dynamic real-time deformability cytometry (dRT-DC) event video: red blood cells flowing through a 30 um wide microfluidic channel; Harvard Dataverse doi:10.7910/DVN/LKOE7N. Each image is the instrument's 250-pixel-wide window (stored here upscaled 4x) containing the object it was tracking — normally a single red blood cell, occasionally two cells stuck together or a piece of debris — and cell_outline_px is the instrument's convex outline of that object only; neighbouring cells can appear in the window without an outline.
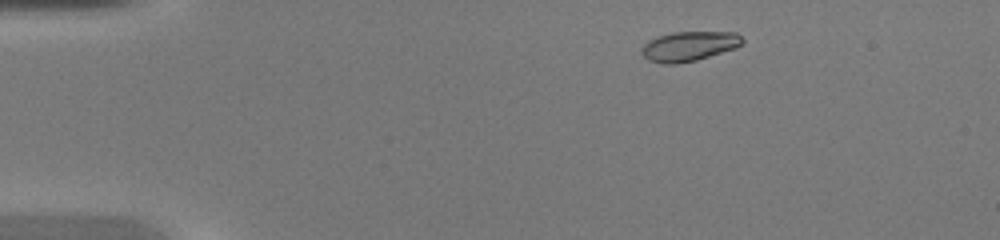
{"species": "common noctule bat (a hibernating species)", "species_latin": "Nyctalus noctula", "temperature_condition": "warm", "stored_images_in_passage": 44, "camera_frame_rate_fps": 3000, "um_per_image_px": 0.085, "animal": {"sex": "female", "body_mass_g": 20.0, "forearm_length_mm": 54.0}, "frame": {"image": 1, "passage_image": 4, "time_ms": 1.0, "image_size_px": [1000, 240], "cell_outline_px": [[744, 44], [736, 48], [696, 60], [676, 64], [664, 64], [648, 60], [640, 52], [644, 44], [648, 40], [672, 32], [736, 32], [744, 40]], "centroid_in_image_um": [58.58, 3.93], "position_along_channel_um": 26.4, "area_um2": 17.46}}
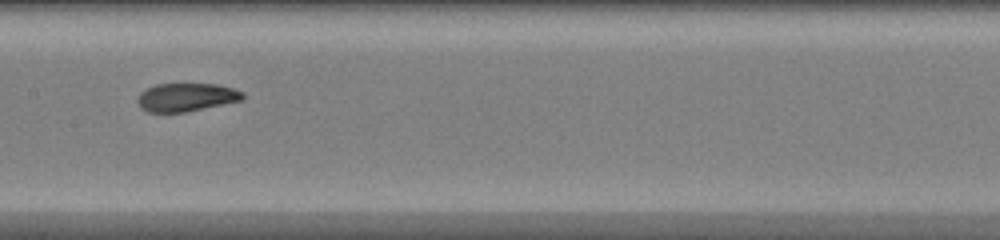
{"frame": {"image": 2, "passage_image": 21, "time_ms": 6.667, "image_size_px": [1000, 240], "cell_outline_px": [[244, 96], [240, 100], [184, 112], [148, 112], [140, 108], [136, 100], [140, 92], [156, 84], [216, 84], [232, 88], [244, 92]], "centroid_in_image_um": [15.78, 8.26], "position_along_channel_um": 191.6, "area_um2": 17.11}}
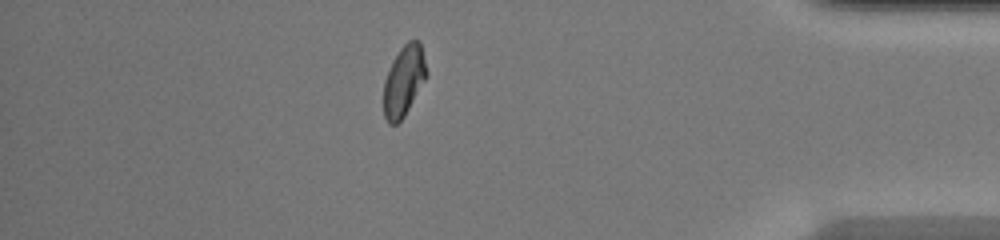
{"frame": {"image": 3, "passage_image": 38, "time_ms": 12.333, "image_size_px": [1000, 240], "cell_outline_px": [[428, 72], [424, 80], [404, 116], [396, 124], [388, 124], [384, 116], [384, 80], [392, 60], [400, 48], [408, 40], [420, 40]], "centroid_in_image_um": [34.32, 6.84], "position_along_channel_um": 400.9, "area_um2": 17.51}, "authors_computed_cell_mechanics": {"area_um2": 17.8024, "velocity_mm_per_s": 4.3246, "shape_relaxation_time_tau1_ms": 6.0482, "shape_relaxation_time_tau2_ms": 1.4329, "deformation_change_tau1": 0.2372, "deformation_change_tau2": 0.0595}}